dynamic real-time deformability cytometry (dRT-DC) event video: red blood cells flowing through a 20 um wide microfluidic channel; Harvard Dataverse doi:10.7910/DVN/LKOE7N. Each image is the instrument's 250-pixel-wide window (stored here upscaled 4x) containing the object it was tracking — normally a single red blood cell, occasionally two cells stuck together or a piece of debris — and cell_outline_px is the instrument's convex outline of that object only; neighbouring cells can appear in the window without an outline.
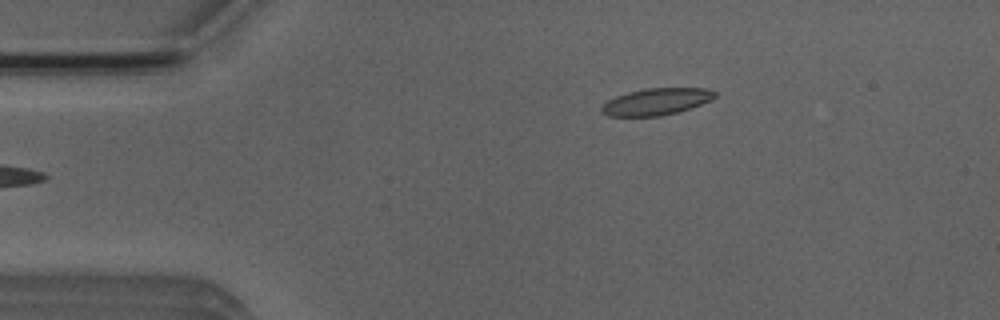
{"species": "Egyptian fruit bat (a non-hibernating species)", "species_latin": "Rousettus aegyptiacus", "temperature_condition": "room temperature", "stored_images_in_passage": 5, "camera_frame_rate_fps": 3000, "um_per_image_px": 0.085, "animal": {"sex": "male"}, "frame": {"image": 1, "passage_image": 5, "time_ms": 4.667, "image_size_px": [1000, 320], "cell_outline_px": [[716, 96], [712, 100], [680, 112], [660, 116], [608, 116], [600, 112], [600, 108], [608, 100], [616, 96], [628, 92], [648, 88], [704, 88], [716, 92]], "centroid_in_image_um": [55.79, 8.65], "position_along_channel_um": 29.2, "area_um2": 17.74}}